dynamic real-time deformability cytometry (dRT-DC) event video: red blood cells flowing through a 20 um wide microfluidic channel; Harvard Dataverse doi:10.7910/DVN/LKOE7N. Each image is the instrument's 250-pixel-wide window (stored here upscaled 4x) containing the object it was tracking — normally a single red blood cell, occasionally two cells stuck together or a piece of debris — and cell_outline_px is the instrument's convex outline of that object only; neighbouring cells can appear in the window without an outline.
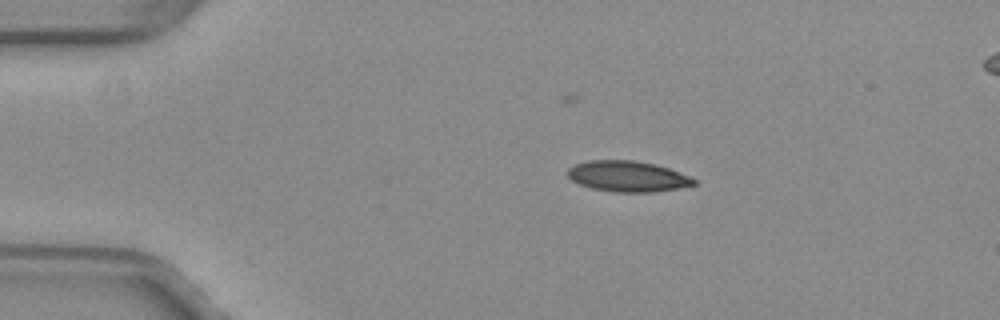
{"species": "common noctule bat (a hibernating species)", "species_latin": "Nyctalus noctula", "temperature_condition": "warm", "stored_images_in_passage": 42, "camera_frame_rate_fps": 3000, "um_per_image_px": 0.085, "animal": {"sex": "female", "body_mass_g": 29.2, "forearm_length_mm": 56.3}, "frame": {"image": 1, "passage_image": 1, "time_ms": 0.0, "image_size_px": [1000, 320], "cell_outline_px": [[696, 184], [680, 188], [652, 192], [612, 192], [592, 188], [580, 184], [572, 180], [568, 176], [568, 168], [576, 164], [588, 160], [632, 160], [656, 164], [668, 168], [688, 176], [696, 180]], "centroid_in_image_um": [53.35, 14.99], "position_along_channel_um": 31.7, "area_um2": 22.54}}
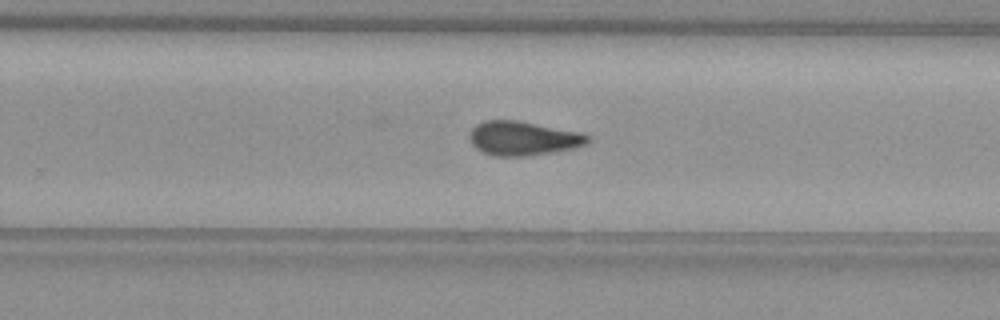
{"frame": {"image": 2, "passage_image": 24, "time_ms": 7.667, "image_size_px": [1000, 320], "cell_outline_px": [[592, 140], [588, 144], [576, 148], [528, 156], [492, 156], [476, 148], [472, 144], [468, 136], [472, 128], [476, 124], [484, 120], [516, 120], [584, 132], [592, 136]], "centroid_in_image_um": [44.53, 11.75], "position_along_channel_um": 285.3, "area_um2": 23.99}}
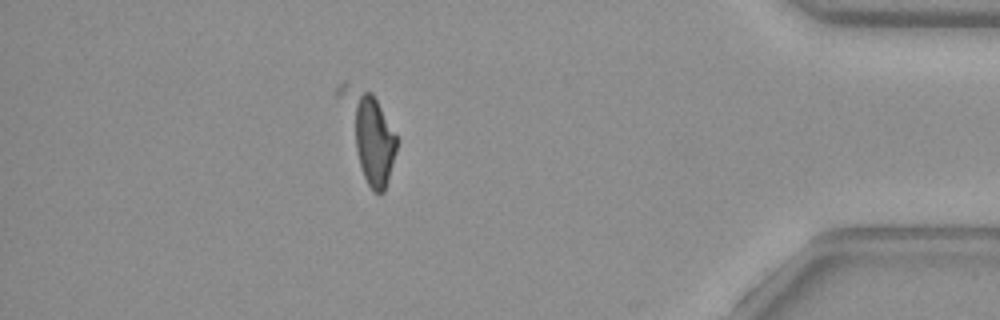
{"frame": {"image": 3, "passage_image": 36, "time_ms": 11.667, "image_size_px": [1000, 320], "cell_outline_px": [[400, 140], [384, 192], [372, 192], [364, 176], [332, 92], [344, 80], [372, 92]], "centroid_in_image_um": [31.28, 11.31], "position_along_channel_um": 403.9, "area_um2": 29.13}, "authors_computed_cell_mechanics": {"area_um2": 23.698, "velocity_mm_per_s": 4.0396, "shape_relaxation_time_tau1_ms": null, "shape_relaxation_time_tau2_ms": 3.3132, "deformation_change_tau1": null, "deformation_change_tau2": 0.0852}}